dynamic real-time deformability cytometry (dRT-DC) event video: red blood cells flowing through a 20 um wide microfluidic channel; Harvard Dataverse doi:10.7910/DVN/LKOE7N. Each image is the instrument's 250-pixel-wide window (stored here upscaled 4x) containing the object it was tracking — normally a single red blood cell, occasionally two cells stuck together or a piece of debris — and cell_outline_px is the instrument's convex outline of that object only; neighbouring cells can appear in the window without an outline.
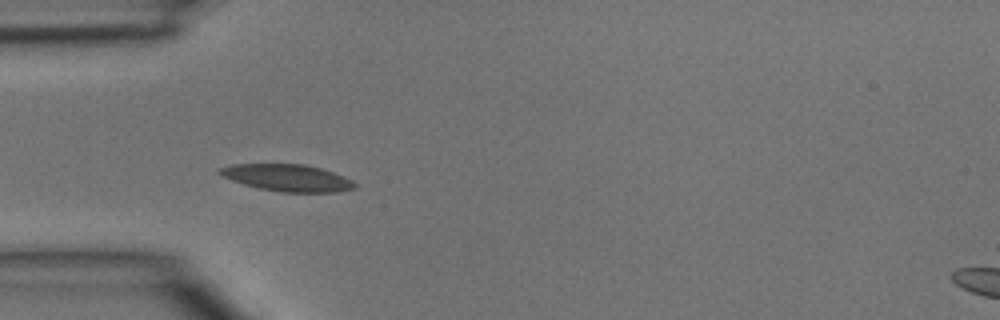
{"species": "common noctule bat (a hibernating species)", "species_latin": "Nyctalus noctula", "temperature_condition": "room temperature", "stored_images_in_passage": 5, "camera_frame_rate_fps": 3000, "um_per_image_px": 0.085, "animal": {"sex": "male", "body_mass_g": 15.6}, "frame": {"image": 1, "passage_image": 4, "time_ms": 1.0, "image_size_px": [1000, 320], "cell_outline_px": [[356, 188], [336, 192], [284, 192], [260, 188], [244, 184], [220, 176], [216, 172], [220, 168], [232, 164], [304, 164], [320, 168], [344, 176], [352, 180], [356, 184]], "centroid_in_image_um": [24.42, 15.11], "position_along_channel_um": 60.6, "area_um2": 21.1}}